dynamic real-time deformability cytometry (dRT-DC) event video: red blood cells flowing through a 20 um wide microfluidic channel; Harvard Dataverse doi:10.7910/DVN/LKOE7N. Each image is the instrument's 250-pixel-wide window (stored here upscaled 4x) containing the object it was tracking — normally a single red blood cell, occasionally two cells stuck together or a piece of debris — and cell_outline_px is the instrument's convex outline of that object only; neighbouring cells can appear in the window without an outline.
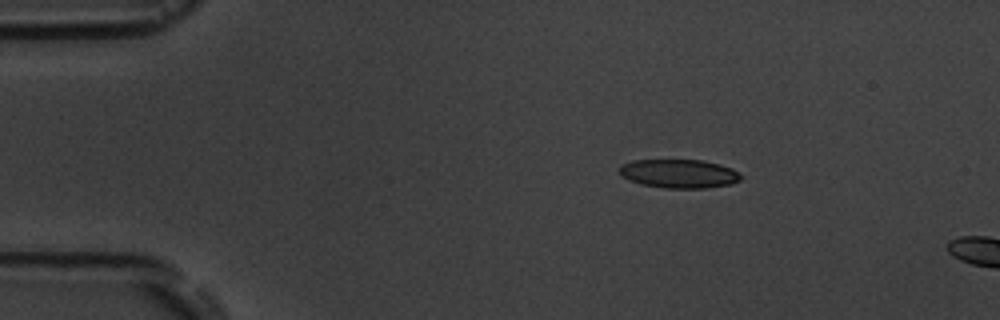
{"species": "common noctule bat (a hibernating species)", "species_latin": "Nyctalus noctula", "temperature_condition": "room temperature", "stored_images_in_passage": 3, "camera_frame_rate_fps": 3000, "um_per_image_px": 0.085, "animal": {"sex": "male", "body_mass_g": 19.5, "forearm_length_mm": 54.6}, "frame": {"image": 1, "passage_image": 1, "time_ms": 0.0, "image_size_px": [1000, 320], "cell_outline_px": [[744, 176], [740, 180], [732, 184], [704, 188], [664, 188], [640, 184], [628, 180], [620, 176], [620, 164], [632, 160], [704, 160], [720, 164], [732, 168]], "centroid_in_image_um": [57.72, 14.76], "position_along_channel_um": 27.3, "area_um2": 20.63}}